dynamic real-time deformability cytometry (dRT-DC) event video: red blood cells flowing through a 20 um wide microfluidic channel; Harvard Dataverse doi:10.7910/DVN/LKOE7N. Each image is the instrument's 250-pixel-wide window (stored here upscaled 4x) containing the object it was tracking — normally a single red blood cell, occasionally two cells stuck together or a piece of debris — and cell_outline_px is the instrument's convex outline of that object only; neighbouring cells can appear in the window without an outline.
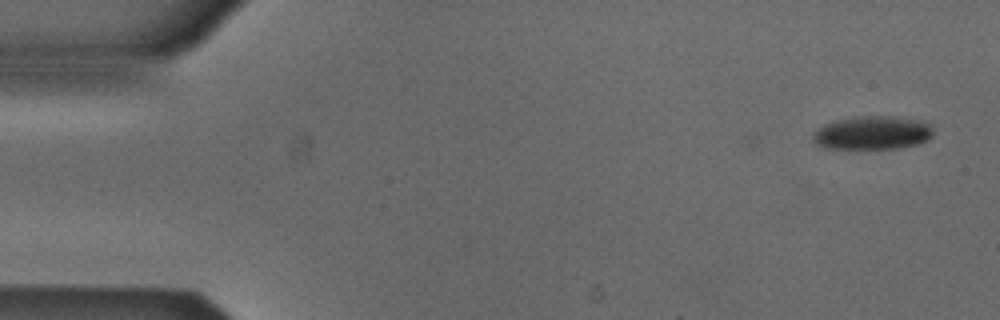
{"species": "Egyptian fruit bat (a non-hibernating species)", "species_latin": "Rousettus aegyptiacus", "temperature_condition": "cold", "stored_images_in_passage": 4, "camera_frame_rate_fps": 3000, "um_per_image_px": 0.085, "animal": {"sex": "male"}, "frame": {"image": 1, "passage_image": 1, "time_ms": 0.0, "image_size_px": [1000, 320], "cell_outline_px": [[932, 132], [928, 140], [916, 144], [896, 148], [824, 148], [816, 144], [812, 136], [824, 124], [836, 120], [856, 116], [892, 116], [920, 120], [928, 124], [932, 128]], "centroid_in_image_um": [74.15, 11.28], "position_along_channel_um": 10.8, "area_um2": 23.18}}
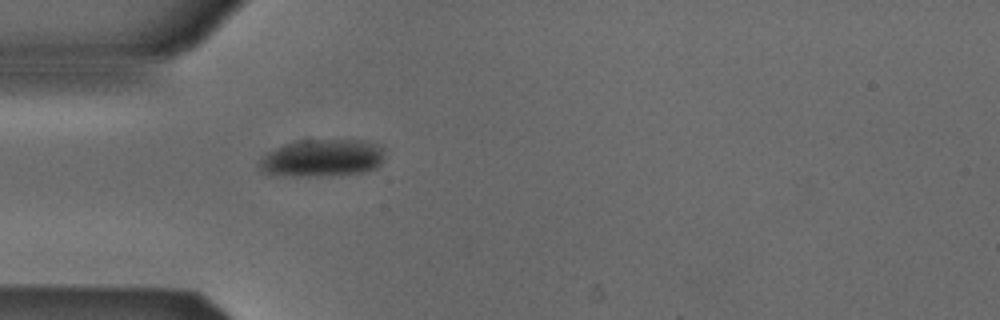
{"frame": {"image": 2, "passage_image": 4, "time_ms": 1.0, "image_size_px": [1000, 320], "cell_outline_px": [[384, 148], [380, 164], [376, 168], [360, 172], [328, 176], [272, 176], [260, 172], [260, 160], [264, 152], [284, 144], [300, 140], [368, 140]], "centroid_in_image_um": [27.31, 13.44], "position_along_channel_um": 57.7, "area_um2": 27.74}}